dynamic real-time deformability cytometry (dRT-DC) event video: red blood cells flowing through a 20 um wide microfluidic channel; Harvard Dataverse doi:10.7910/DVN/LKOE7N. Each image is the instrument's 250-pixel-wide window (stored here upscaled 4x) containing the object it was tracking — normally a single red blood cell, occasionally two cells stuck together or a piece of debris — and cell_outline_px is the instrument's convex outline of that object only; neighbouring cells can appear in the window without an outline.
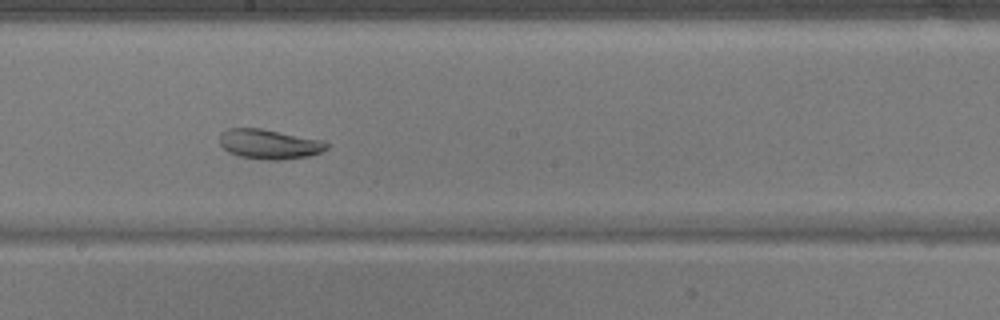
{"species": "common noctule bat (a hibernating species)", "species_latin": "Nyctalus noctula", "temperature_condition": "warm", "stored_images_in_passage": 52, "camera_frame_rate_fps": 3000, "um_per_image_px": 0.085, "animal": {"sex": "male", "body_mass_g": 17.9}, "frame": {"image": 1, "passage_image": 30, "time_ms": 9.667, "image_size_px": [1000, 320], "cell_outline_px": [[328, 148], [320, 152], [308, 156], [280, 160], [268, 160], [240, 156], [228, 152], [220, 144], [220, 132], [228, 128], [260, 128], [324, 140], [328, 144]], "centroid_in_image_um": [22.88, 12.24], "position_along_channel_um": 225.3, "area_um2": 18.55}}
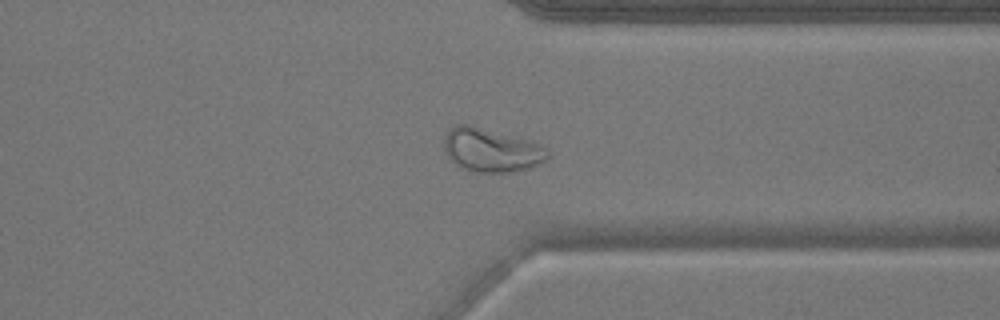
{"frame": {"image": 2, "passage_image": 41, "time_ms": 13.333, "image_size_px": [1000, 320], "cell_outline_px": [[548, 160], [540, 164], [528, 168], [508, 172], [476, 172], [460, 168], [448, 156], [444, 148], [444, 136], [448, 128], [456, 124], [468, 124], [532, 140], [544, 148], [548, 152]], "centroid_in_image_um": [41.74, 12.74], "position_along_channel_um": 369.7, "area_um2": 26.47}}
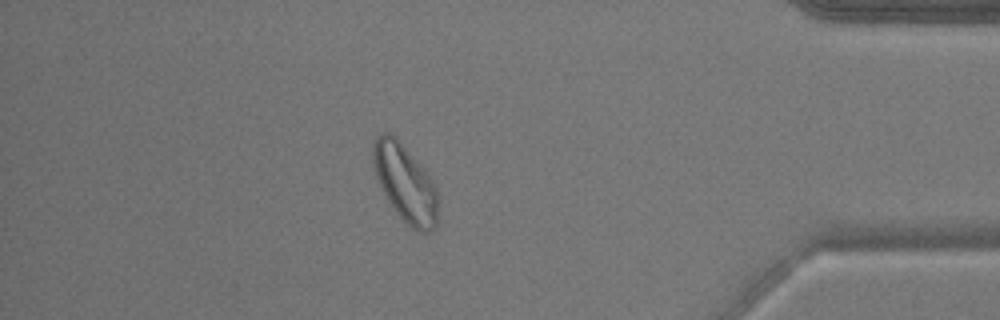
{"frame": {"image": 3, "passage_image": 46, "time_ms": 15.0, "image_size_px": [1000, 320], "cell_outline_px": [[440, 200], [436, 228], [432, 232], [420, 232], [412, 228], [396, 212], [388, 200], [376, 176], [372, 164], [372, 144], [376, 136], [380, 132], [388, 132], [396, 136], [424, 168], [436, 184], [440, 196]], "centroid_in_image_um": [34.48, 15.56], "position_along_channel_um": 400.7, "area_um2": 30.0}}